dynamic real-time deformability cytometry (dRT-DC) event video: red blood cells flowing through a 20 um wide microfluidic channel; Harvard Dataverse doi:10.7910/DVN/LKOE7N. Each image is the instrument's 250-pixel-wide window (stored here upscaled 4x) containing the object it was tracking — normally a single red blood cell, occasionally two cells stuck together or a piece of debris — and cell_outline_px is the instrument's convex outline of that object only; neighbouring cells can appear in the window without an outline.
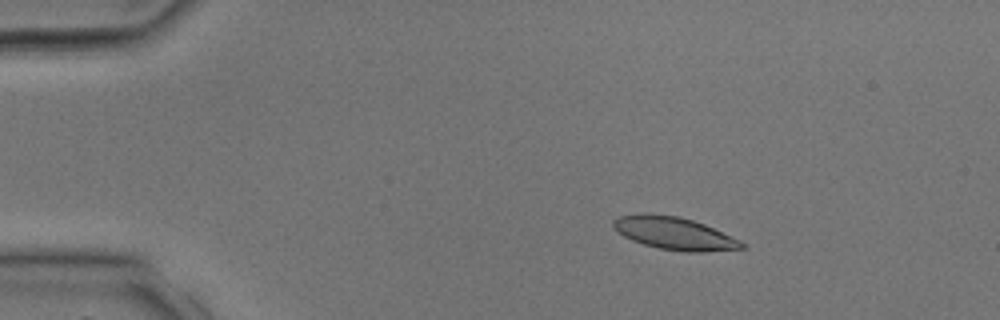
{"species": "common noctule bat (a hibernating species)", "species_latin": "Nyctalus noctula", "temperature_condition": "room temperature", "stored_images_in_passage": 9, "camera_frame_rate_fps": 3000, "um_per_image_px": 0.085, "animal": {"sex": "male", "body_mass_g": 17.9, "forearm_length_mm": 54.2}, "frame": {"image": 1, "passage_image": 5, "time_ms": 1.333, "image_size_px": [1000, 320], "cell_outline_px": [[744, 248], [704, 252], [684, 252], [660, 248], [644, 244], [632, 240], [616, 232], [612, 228], [612, 220], [616, 216], [644, 212], [648, 212], [680, 216], [704, 224], [740, 240], [744, 244]], "centroid_in_image_um": [57.24, 19.81], "position_along_channel_um": 27.8, "area_um2": 24.68}}